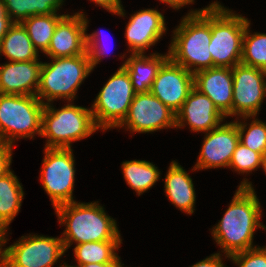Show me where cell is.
Listing matches in <instances>:
<instances>
[{"label":"cell","instance_id":"4316f807","mask_svg":"<svg viewBox=\"0 0 266 267\" xmlns=\"http://www.w3.org/2000/svg\"><path fill=\"white\" fill-rule=\"evenodd\" d=\"M14 23L35 15L59 14L65 0H2Z\"/></svg>","mask_w":266,"mask_h":267},{"label":"cell","instance_id":"74e56055","mask_svg":"<svg viewBox=\"0 0 266 267\" xmlns=\"http://www.w3.org/2000/svg\"><path fill=\"white\" fill-rule=\"evenodd\" d=\"M160 3L168 5L167 7L172 8L174 10H180L181 8H184L187 5L192 6L194 4L195 0H159Z\"/></svg>","mask_w":266,"mask_h":267},{"label":"cell","instance_id":"f546056e","mask_svg":"<svg viewBox=\"0 0 266 267\" xmlns=\"http://www.w3.org/2000/svg\"><path fill=\"white\" fill-rule=\"evenodd\" d=\"M263 155L247 148L242 143H238L232 158L229 163V167L235 173L249 175L260 168Z\"/></svg>","mask_w":266,"mask_h":267},{"label":"cell","instance_id":"8992f818","mask_svg":"<svg viewBox=\"0 0 266 267\" xmlns=\"http://www.w3.org/2000/svg\"><path fill=\"white\" fill-rule=\"evenodd\" d=\"M250 20L219 1L211 3V41L213 67L233 68L241 64L242 42Z\"/></svg>","mask_w":266,"mask_h":267},{"label":"cell","instance_id":"ffe728a7","mask_svg":"<svg viewBox=\"0 0 266 267\" xmlns=\"http://www.w3.org/2000/svg\"><path fill=\"white\" fill-rule=\"evenodd\" d=\"M163 182L164 192L169 202L181 212L192 215L196 210L193 179L177 160L170 162Z\"/></svg>","mask_w":266,"mask_h":267},{"label":"cell","instance_id":"d4e9b609","mask_svg":"<svg viewBox=\"0 0 266 267\" xmlns=\"http://www.w3.org/2000/svg\"><path fill=\"white\" fill-rule=\"evenodd\" d=\"M122 241H98L77 244L73 248L74 261L72 266L88 263H122L118 255Z\"/></svg>","mask_w":266,"mask_h":267},{"label":"cell","instance_id":"e0dca14e","mask_svg":"<svg viewBox=\"0 0 266 267\" xmlns=\"http://www.w3.org/2000/svg\"><path fill=\"white\" fill-rule=\"evenodd\" d=\"M86 25L78 13L67 14L58 22L50 46L44 53L47 58H64L83 55L86 50Z\"/></svg>","mask_w":266,"mask_h":267},{"label":"cell","instance_id":"52a82bcc","mask_svg":"<svg viewBox=\"0 0 266 267\" xmlns=\"http://www.w3.org/2000/svg\"><path fill=\"white\" fill-rule=\"evenodd\" d=\"M44 107L37 96L0 94V143L41 137Z\"/></svg>","mask_w":266,"mask_h":267},{"label":"cell","instance_id":"484cf974","mask_svg":"<svg viewBox=\"0 0 266 267\" xmlns=\"http://www.w3.org/2000/svg\"><path fill=\"white\" fill-rule=\"evenodd\" d=\"M66 15L64 14H48L35 15L23 20L21 24L26 29L29 38L31 39L34 48L45 53L51 42L55 28L58 22Z\"/></svg>","mask_w":266,"mask_h":267},{"label":"cell","instance_id":"44dd1931","mask_svg":"<svg viewBox=\"0 0 266 267\" xmlns=\"http://www.w3.org/2000/svg\"><path fill=\"white\" fill-rule=\"evenodd\" d=\"M169 58V52L165 54L153 52L150 54H130L122 63V67L128 72L134 92H150L153 81L162 64Z\"/></svg>","mask_w":266,"mask_h":267},{"label":"cell","instance_id":"d6986e66","mask_svg":"<svg viewBox=\"0 0 266 267\" xmlns=\"http://www.w3.org/2000/svg\"><path fill=\"white\" fill-rule=\"evenodd\" d=\"M43 61L0 64V94L36 96Z\"/></svg>","mask_w":266,"mask_h":267},{"label":"cell","instance_id":"30bf717a","mask_svg":"<svg viewBox=\"0 0 266 267\" xmlns=\"http://www.w3.org/2000/svg\"><path fill=\"white\" fill-rule=\"evenodd\" d=\"M65 253L61 236L31 233L7 246L0 267H54Z\"/></svg>","mask_w":266,"mask_h":267},{"label":"cell","instance_id":"7402d4cb","mask_svg":"<svg viewBox=\"0 0 266 267\" xmlns=\"http://www.w3.org/2000/svg\"><path fill=\"white\" fill-rule=\"evenodd\" d=\"M39 54L21 23H13L0 42V56L9 62L39 60Z\"/></svg>","mask_w":266,"mask_h":267},{"label":"cell","instance_id":"277c9868","mask_svg":"<svg viewBox=\"0 0 266 267\" xmlns=\"http://www.w3.org/2000/svg\"><path fill=\"white\" fill-rule=\"evenodd\" d=\"M66 103L60 109L53 102L44 107L41 131V137L46 138L44 148H72L73 142L90 138L100 130L90 107L75 105L74 101Z\"/></svg>","mask_w":266,"mask_h":267},{"label":"cell","instance_id":"2e32d148","mask_svg":"<svg viewBox=\"0 0 266 267\" xmlns=\"http://www.w3.org/2000/svg\"><path fill=\"white\" fill-rule=\"evenodd\" d=\"M225 120L213 101L194 87L176 113V129L187 126L191 132L204 134Z\"/></svg>","mask_w":266,"mask_h":267},{"label":"cell","instance_id":"5bb4252c","mask_svg":"<svg viewBox=\"0 0 266 267\" xmlns=\"http://www.w3.org/2000/svg\"><path fill=\"white\" fill-rule=\"evenodd\" d=\"M194 88V74L168 58L159 68L150 92L177 113Z\"/></svg>","mask_w":266,"mask_h":267},{"label":"cell","instance_id":"603a6c76","mask_svg":"<svg viewBox=\"0 0 266 267\" xmlns=\"http://www.w3.org/2000/svg\"><path fill=\"white\" fill-rule=\"evenodd\" d=\"M121 169L125 182L137 196L154 187L160 181L162 174L153 162L146 160L123 161Z\"/></svg>","mask_w":266,"mask_h":267},{"label":"cell","instance_id":"6da1fadb","mask_svg":"<svg viewBox=\"0 0 266 267\" xmlns=\"http://www.w3.org/2000/svg\"><path fill=\"white\" fill-rule=\"evenodd\" d=\"M250 179L243 178L223 217L210 230L212 239L225 255L255 248L256 230H266L262 220V205ZM261 219V220H260Z\"/></svg>","mask_w":266,"mask_h":267},{"label":"cell","instance_id":"ac0fdd59","mask_svg":"<svg viewBox=\"0 0 266 267\" xmlns=\"http://www.w3.org/2000/svg\"><path fill=\"white\" fill-rule=\"evenodd\" d=\"M194 87L208 96L226 118L232 117V68L212 67L194 74Z\"/></svg>","mask_w":266,"mask_h":267},{"label":"cell","instance_id":"9a60e30c","mask_svg":"<svg viewBox=\"0 0 266 267\" xmlns=\"http://www.w3.org/2000/svg\"><path fill=\"white\" fill-rule=\"evenodd\" d=\"M165 16L155 8H145L130 15L125 26V40L129 54H146L167 34Z\"/></svg>","mask_w":266,"mask_h":267},{"label":"cell","instance_id":"ab89813d","mask_svg":"<svg viewBox=\"0 0 266 267\" xmlns=\"http://www.w3.org/2000/svg\"><path fill=\"white\" fill-rule=\"evenodd\" d=\"M260 168L265 172L266 174V154L262 157Z\"/></svg>","mask_w":266,"mask_h":267},{"label":"cell","instance_id":"3957f363","mask_svg":"<svg viewBox=\"0 0 266 267\" xmlns=\"http://www.w3.org/2000/svg\"><path fill=\"white\" fill-rule=\"evenodd\" d=\"M173 29L168 46L169 58L192 74L213 67L210 54L211 3L191 9Z\"/></svg>","mask_w":266,"mask_h":267},{"label":"cell","instance_id":"e575fe53","mask_svg":"<svg viewBox=\"0 0 266 267\" xmlns=\"http://www.w3.org/2000/svg\"><path fill=\"white\" fill-rule=\"evenodd\" d=\"M222 256H224V259L230 260V256L215 252L214 254L207 256L205 259H202L201 261H198L189 267H228L225 265Z\"/></svg>","mask_w":266,"mask_h":267},{"label":"cell","instance_id":"ba28073f","mask_svg":"<svg viewBox=\"0 0 266 267\" xmlns=\"http://www.w3.org/2000/svg\"><path fill=\"white\" fill-rule=\"evenodd\" d=\"M135 94L128 72L120 66L91 103L93 119L100 131L117 128L123 122Z\"/></svg>","mask_w":266,"mask_h":267},{"label":"cell","instance_id":"9c48e42d","mask_svg":"<svg viewBox=\"0 0 266 267\" xmlns=\"http://www.w3.org/2000/svg\"><path fill=\"white\" fill-rule=\"evenodd\" d=\"M43 151L39 180L53 208L76 201L73 196L76 178L73 148H44Z\"/></svg>","mask_w":266,"mask_h":267},{"label":"cell","instance_id":"d6a6232c","mask_svg":"<svg viewBox=\"0 0 266 267\" xmlns=\"http://www.w3.org/2000/svg\"><path fill=\"white\" fill-rule=\"evenodd\" d=\"M13 149L9 144L0 143V177L11 170Z\"/></svg>","mask_w":266,"mask_h":267},{"label":"cell","instance_id":"f35d334b","mask_svg":"<svg viewBox=\"0 0 266 267\" xmlns=\"http://www.w3.org/2000/svg\"><path fill=\"white\" fill-rule=\"evenodd\" d=\"M124 263H88L75 267H123Z\"/></svg>","mask_w":266,"mask_h":267},{"label":"cell","instance_id":"7c38bea8","mask_svg":"<svg viewBox=\"0 0 266 267\" xmlns=\"http://www.w3.org/2000/svg\"><path fill=\"white\" fill-rule=\"evenodd\" d=\"M232 118L257 116L266 97V71L243 64L232 68Z\"/></svg>","mask_w":266,"mask_h":267},{"label":"cell","instance_id":"1f68e13d","mask_svg":"<svg viewBox=\"0 0 266 267\" xmlns=\"http://www.w3.org/2000/svg\"><path fill=\"white\" fill-rule=\"evenodd\" d=\"M237 267H266V250L257 246L230 256V260Z\"/></svg>","mask_w":266,"mask_h":267},{"label":"cell","instance_id":"836d02e7","mask_svg":"<svg viewBox=\"0 0 266 267\" xmlns=\"http://www.w3.org/2000/svg\"><path fill=\"white\" fill-rule=\"evenodd\" d=\"M105 9L107 12L112 13V15H117L119 17L126 16L125 9L123 7L121 0H88Z\"/></svg>","mask_w":266,"mask_h":267},{"label":"cell","instance_id":"4dcf8cb0","mask_svg":"<svg viewBox=\"0 0 266 267\" xmlns=\"http://www.w3.org/2000/svg\"><path fill=\"white\" fill-rule=\"evenodd\" d=\"M75 13L81 14L83 16L84 21H85V25H86V34H85V36H86V50H87V53L89 55L90 65H91L92 69L94 70L95 67H97L96 65L100 64V62H102V59H104L105 56L109 55L108 52L110 50H113V49H111V47L107 48L105 46V44L104 45L102 44V43H104L103 42L104 39L102 40V37L104 38L105 37L104 33H106V32H103L104 30L100 29V31L95 30L91 34L87 33V31H89L87 29L89 27L90 22L88 20L87 14L85 15L86 12H83V10H81V11H78ZM107 38H108V36H107ZM109 43H111V42H109Z\"/></svg>","mask_w":266,"mask_h":267},{"label":"cell","instance_id":"60d3db41","mask_svg":"<svg viewBox=\"0 0 266 267\" xmlns=\"http://www.w3.org/2000/svg\"><path fill=\"white\" fill-rule=\"evenodd\" d=\"M59 267H75V266H72V265H68V263L65 261H63V264L62 263H60L59 265H58Z\"/></svg>","mask_w":266,"mask_h":267},{"label":"cell","instance_id":"8d00e7d4","mask_svg":"<svg viewBox=\"0 0 266 267\" xmlns=\"http://www.w3.org/2000/svg\"><path fill=\"white\" fill-rule=\"evenodd\" d=\"M9 227L6 226L1 220H0V265L4 260L5 254H6V244L7 241H9L10 239L8 238V230ZM5 246V247H4ZM4 247V248H3Z\"/></svg>","mask_w":266,"mask_h":267},{"label":"cell","instance_id":"4fadbf2b","mask_svg":"<svg viewBox=\"0 0 266 267\" xmlns=\"http://www.w3.org/2000/svg\"><path fill=\"white\" fill-rule=\"evenodd\" d=\"M223 121L219 126L204 133V139L192 171L228 168L234 150L239 143L235 120Z\"/></svg>","mask_w":266,"mask_h":267},{"label":"cell","instance_id":"8fae6325","mask_svg":"<svg viewBox=\"0 0 266 267\" xmlns=\"http://www.w3.org/2000/svg\"><path fill=\"white\" fill-rule=\"evenodd\" d=\"M130 133H154L176 128V113L163 104L151 92L137 93L128 114L117 129Z\"/></svg>","mask_w":266,"mask_h":267},{"label":"cell","instance_id":"f1b7e54d","mask_svg":"<svg viewBox=\"0 0 266 267\" xmlns=\"http://www.w3.org/2000/svg\"><path fill=\"white\" fill-rule=\"evenodd\" d=\"M246 25L242 42L241 64L266 71V33L253 32Z\"/></svg>","mask_w":266,"mask_h":267},{"label":"cell","instance_id":"83f0119b","mask_svg":"<svg viewBox=\"0 0 266 267\" xmlns=\"http://www.w3.org/2000/svg\"><path fill=\"white\" fill-rule=\"evenodd\" d=\"M249 119L250 122H247ZM235 123L239 142L264 156L266 154V122L261 121L257 116H243L236 118Z\"/></svg>","mask_w":266,"mask_h":267},{"label":"cell","instance_id":"d590c367","mask_svg":"<svg viewBox=\"0 0 266 267\" xmlns=\"http://www.w3.org/2000/svg\"><path fill=\"white\" fill-rule=\"evenodd\" d=\"M13 21L6 12L5 4L0 0V42L2 38L7 34L9 28L13 25Z\"/></svg>","mask_w":266,"mask_h":267},{"label":"cell","instance_id":"7a4b0ae2","mask_svg":"<svg viewBox=\"0 0 266 267\" xmlns=\"http://www.w3.org/2000/svg\"><path fill=\"white\" fill-rule=\"evenodd\" d=\"M99 201L62 204L54 209L66 252L72 245L98 241H123L115 218ZM75 243V244H74Z\"/></svg>","mask_w":266,"mask_h":267},{"label":"cell","instance_id":"5b68a950","mask_svg":"<svg viewBox=\"0 0 266 267\" xmlns=\"http://www.w3.org/2000/svg\"><path fill=\"white\" fill-rule=\"evenodd\" d=\"M49 59L42 64L36 96L44 105L61 99L74 101L79 87L93 71L88 53Z\"/></svg>","mask_w":266,"mask_h":267},{"label":"cell","instance_id":"cb8c5ba5","mask_svg":"<svg viewBox=\"0 0 266 267\" xmlns=\"http://www.w3.org/2000/svg\"><path fill=\"white\" fill-rule=\"evenodd\" d=\"M12 170L0 177V220L8 227L20 212L25 195L22 183Z\"/></svg>","mask_w":266,"mask_h":267}]
</instances>
